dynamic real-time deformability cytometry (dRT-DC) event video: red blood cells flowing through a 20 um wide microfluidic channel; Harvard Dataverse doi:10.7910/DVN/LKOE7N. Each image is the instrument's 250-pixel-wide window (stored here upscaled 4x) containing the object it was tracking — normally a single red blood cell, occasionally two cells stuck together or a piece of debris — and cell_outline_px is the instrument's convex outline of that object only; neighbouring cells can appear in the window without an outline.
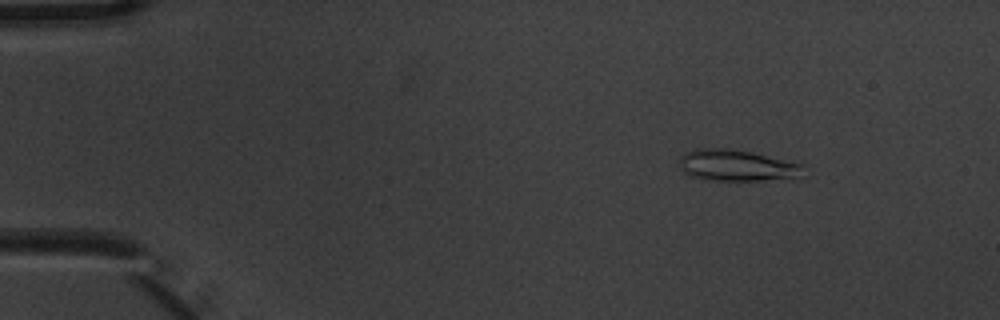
{"species": "common noctule bat (a hibernating species)", "species_latin": "Nyctalus noctula", "temperature_condition": "warm", "stored_images_in_passage": 4, "camera_frame_rate_fps": 3000, "um_per_image_px": 0.085, "animal": {"sex": "male", "body_mass_g": 20.1, "forearm_length_mm": 53.5}, "frame": {"image": 1, "passage_image": 1, "time_ms": 0.0, "image_size_px": [1000, 320], "cell_outline_px": [[804, 176], [800, 180], [704, 180], [692, 176], [684, 172], [680, 168], [680, 156], [684, 152], [696, 148], [728, 148], [752, 152], [804, 164]], "centroid_in_image_um": [62.72, 14.08], "position_along_channel_um": 22.3, "area_um2": 23.35}}